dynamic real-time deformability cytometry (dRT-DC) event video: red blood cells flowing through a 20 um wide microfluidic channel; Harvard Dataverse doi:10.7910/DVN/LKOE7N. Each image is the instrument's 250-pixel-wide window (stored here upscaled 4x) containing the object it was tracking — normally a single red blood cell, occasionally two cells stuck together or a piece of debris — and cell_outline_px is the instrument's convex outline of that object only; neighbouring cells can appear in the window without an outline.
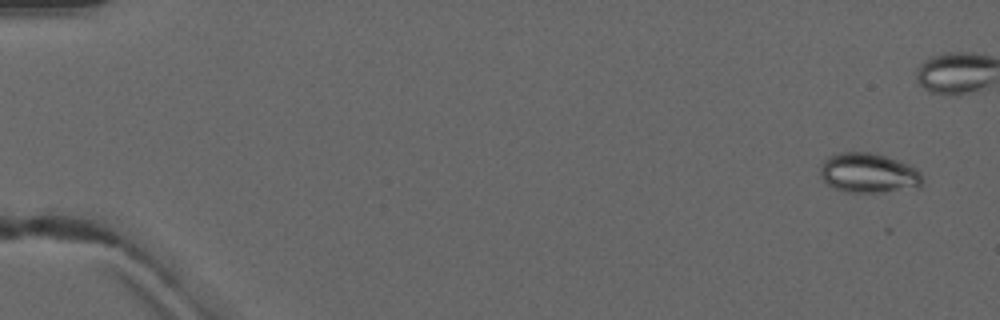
{"species": "common noctule bat (a hibernating species)", "species_latin": "Nyctalus noctula", "temperature_condition": "warm", "stored_images_in_passage": 7, "camera_frame_rate_fps": 3000, "um_per_image_px": 0.085, "animal": {"sex": "male", "forearm_length_mm": 52.5}, "frame": {"image": 1, "passage_image": 1, "time_ms": 0.0, "image_size_px": [1000, 320], "cell_outline_px": [[924, 180], [920, 188], [884, 192], [844, 192], [832, 188], [820, 176], [820, 168], [824, 160], [828, 156], [840, 152], [872, 152], [888, 156], [900, 160], [916, 168], [920, 172]], "centroid_in_image_um": [73.86, 14.71], "position_along_channel_um": 11.1, "area_um2": 24.22}}
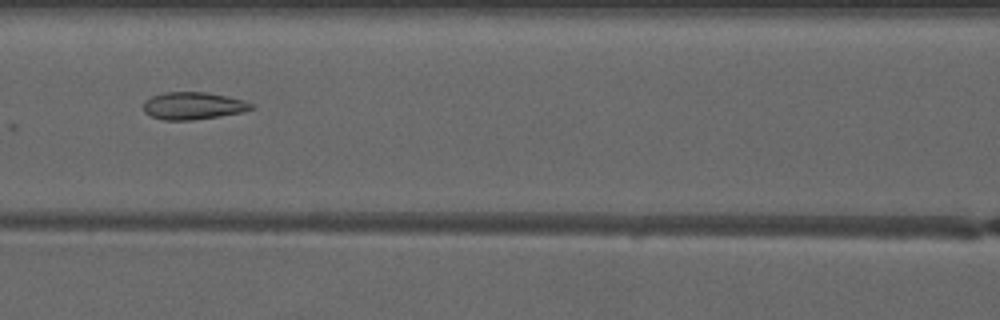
{"frame": {"image": 2, "passage_image": 7, "time_ms": 8.333, "image_size_px": [1000, 320], "cell_outline_px": [[256, 108], [244, 112], [220, 116], [192, 120], [164, 120], [152, 116], [144, 112], [144, 100], [152, 96], [164, 92], [208, 92], [244, 100], [252, 104]], "centroid_in_image_um": [16.44, 8.99], "position_along_channel_um": 150.2, "area_um2": 17.28}}